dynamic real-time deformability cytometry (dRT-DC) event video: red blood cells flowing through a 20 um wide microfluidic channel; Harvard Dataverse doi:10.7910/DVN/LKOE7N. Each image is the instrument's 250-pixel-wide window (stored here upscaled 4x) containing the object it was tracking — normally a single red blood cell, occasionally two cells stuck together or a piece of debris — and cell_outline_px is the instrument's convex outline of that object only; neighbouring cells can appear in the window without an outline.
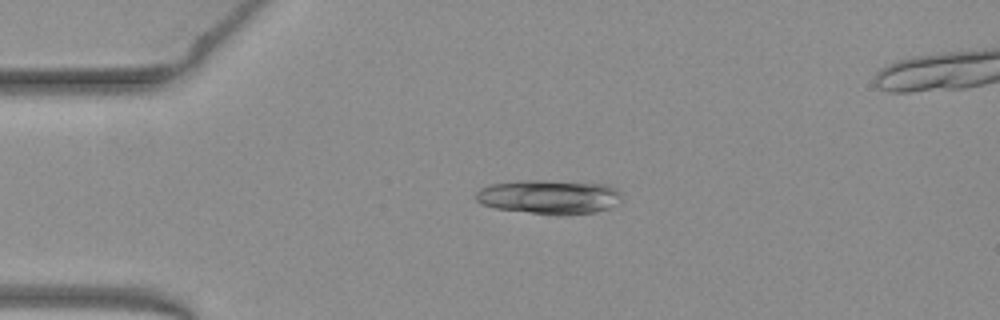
{"species": "common noctule bat (a hibernating species)", "species_latin": "Nyctalus noctula", "temperature_condition": "warm", "stored_images_in_passage": 51, "camera_frame_rate_fps": 3000, "um_per_image_px": 0.085, "animal": {"sex": "female", "body_mass_g": 19.3, "forearm_length_mm": 54.1}, "frame": {"image": 1, "passage_image": 12, "time_ms": 3.667, "image_size_px": [1000, 320], "cell_outline_px": [[620, 204], [596, 212], [560, 216], [496, 208], [480, 204], [472, 196], [480, 188], [488, 184], [520, 180], [544, 180], [608, 184], [616, 188], [620, 192]], "centroid_in_image_um": [46.66, 16.73], "position_along_channel_um": 38.3, "area_um2": 29.59}}